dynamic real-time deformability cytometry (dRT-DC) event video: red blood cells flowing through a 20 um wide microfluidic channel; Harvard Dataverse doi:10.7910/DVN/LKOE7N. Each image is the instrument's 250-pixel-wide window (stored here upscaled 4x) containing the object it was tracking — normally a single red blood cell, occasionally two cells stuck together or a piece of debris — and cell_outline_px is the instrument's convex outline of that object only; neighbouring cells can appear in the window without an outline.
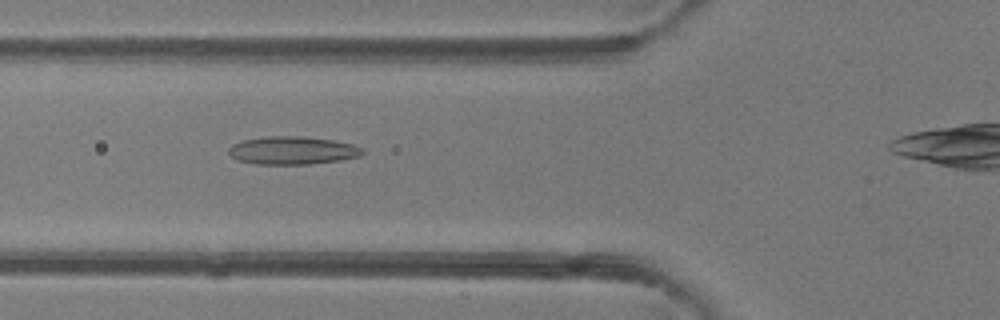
{"species": "common noctule bat (a hibernating species)", "species_latin": "Nyctalus noctula", "temperature_condition": "room temperature", "stored_images_in_passage": 39, "camera_frame_rate_fps": 3000, "um_per_image_px": 0.085, "animal": {"sex": "female"}, "frame": {"image": 1, "passage_image": 14, "time_ms": 4.333, "image_size_px": [1000, 320], "cell_outline_px": [[364, 152], [360, 156], [340, 160], [308, 164], [256, 164], [236, 160], [228, 152], [228, 148], [232, 144], [244, 140], [268, 136], [304, 136], [332, 140], [352, 144], [364, 148]], "centroid_in_image_um": [24.86, 12.78], "position_along_channel_um": 100.9, "area_um2": 21.85}}
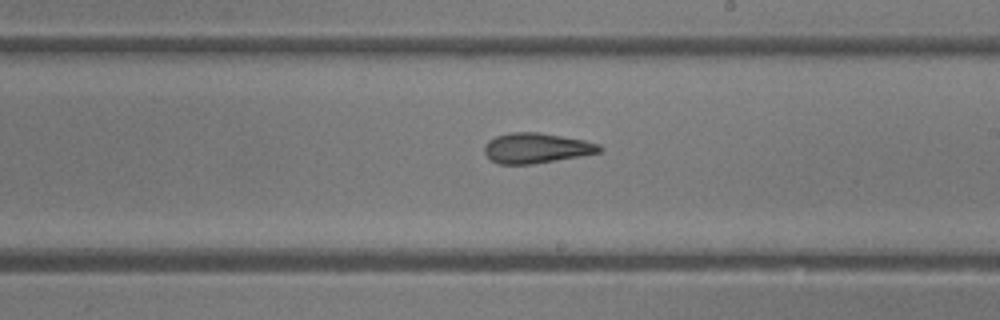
{"frame": {"image": 2, "passage_image": 24, "time_ms": 7.667, "image_size_px": [1000, 320], "cell_outline_px": [[604, 148], [600, 152], [580, 156], [532, 164], [500, 164], [492, 160], [484, 152], [484, 144], [488, 140], [496, 136], [508, 132], [540, 132], [584, 140], [600, 144]], "centroid_in_image_um": [45.59, 12.57], "position_along_channel_um": 243.4, "area_um2": 20.29}}
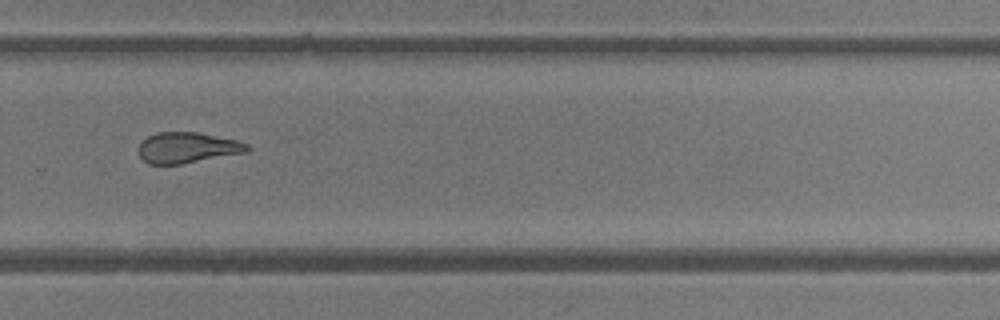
{"frame": {"image": 3, "passage_image": 29, "time_ms": 9.333, "image_size_px": [1000, 320], "cell_outline_px": [[252, 148], [248, 152], [180, 164], [148, 164], [140, 156], [136, 148], [148, 136], [156, 132], [200, 132], [236, 140], [248, 144]], "centroid_in_image_um": [15.93, 12.55], "position_along_channel_um": 313.9, "area_um2": 19.59}, "authors_computed_cell_mechanics": {"area_um2": 20.9236, "velocity_mm_per_s": 4.2528, "shape_relaxation_time_tau1_ms": null, "shape_relaxation_time_tau2_ms": 1.982, "deformation_change_tau1": null, "deformation_change_tau2": 0.1083}}